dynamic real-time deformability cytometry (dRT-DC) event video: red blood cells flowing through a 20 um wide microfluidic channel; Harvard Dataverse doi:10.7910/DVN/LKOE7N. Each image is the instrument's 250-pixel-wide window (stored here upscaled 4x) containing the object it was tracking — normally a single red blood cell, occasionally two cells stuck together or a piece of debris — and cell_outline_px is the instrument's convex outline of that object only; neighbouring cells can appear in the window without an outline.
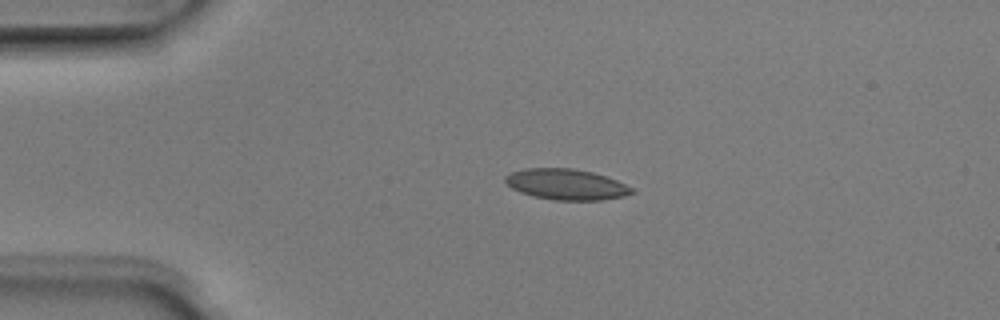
{"species": "Egyptian fruit bat (a non-hibernating species)", "species_latin": "Rousettus aegyptiacus", "temperature_condition": "room temperature", "stored_images_in_passage": 2, "camera_frame_rate_fps": 3000, "um_per_image_px": 0.085, "animal": {"sex": "male"}, "frame": {"image": 1, "passage_image": 2, "time_ms": 0.333, "image_size_px": [1000, 320], "cell_outline_px": [[636, 192], [624, 196], [604, 200], [552, 200], [532, 196], [520, 192], [512, 188], [504, 180], [504, 176], [512, 172], [524, 168], [572, 168], [592, 172], [616, 180], [632, 188]], "centroid_in_image_um": [48.12, 15.68], "position_along_channel_um": 36.9, "area_um2": 22.72}}